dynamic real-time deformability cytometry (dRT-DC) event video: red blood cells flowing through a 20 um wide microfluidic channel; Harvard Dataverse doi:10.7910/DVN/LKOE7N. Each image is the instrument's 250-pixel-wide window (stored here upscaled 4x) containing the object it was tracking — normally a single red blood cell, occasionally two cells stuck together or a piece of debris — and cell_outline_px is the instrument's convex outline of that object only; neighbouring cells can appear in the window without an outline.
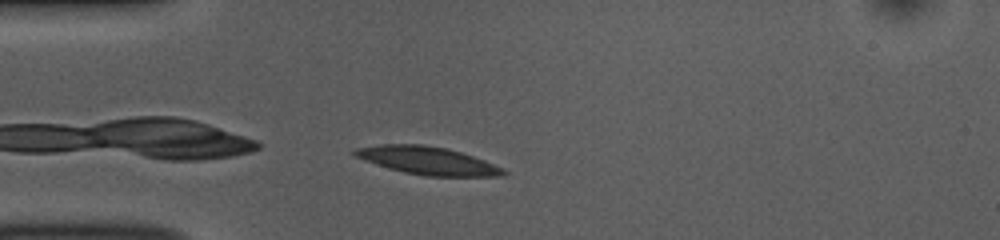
{"species": "common noctule bat (a hibernating species)", "species_latin": "Nyctalus noctula", "temperature_condition": "room temperature", "stored_images_in_passage": 40, "camera_frame_rate_fps": 3000, "um_per_image_px": 0.085, "animal": {"sex": "female", "body_mass_g": 10.0, "forearm_length_mm": 53.1}, "frame": {"image": 1, "passage_image": 1, "time_ms": 0.0, "image_size_px": [1000, 240], "cell_outline_px": [[508, 172], [504, 176], [424, 176], [404, 172], [388, 168], [356, 156], [352, 152], [356, 148], [380, 144], [424, 144], [448, 148], [484, 160], [504, 168]], "centroid_in_image_um": [36.39, 13.65], "position_along_channel_um": 48.6, "area_um2": 24.04}}
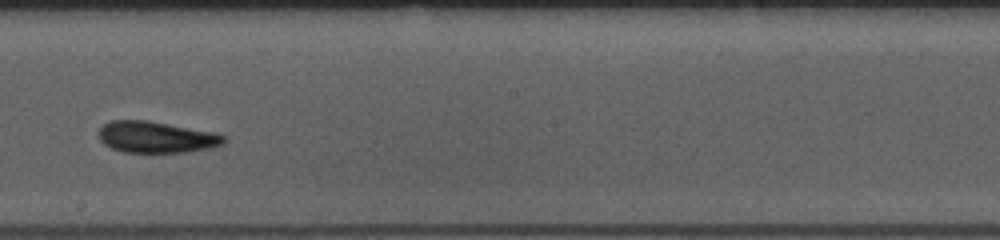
{"frame": {"image": 2, "passage_image": 17, "time_ms": 5.333, "image_size_px": [1000, 240], "cell_outline_px": [[224, 140], [220, 144], [208, 148], [188, 152], [124, 152], [112, 148], [104, 144], [100, 140], [100, 128], [104, 124], [112, 120], [148, 120], [216, 132], [224, 136]], "centroid_in_image_um": [13.27, 11.64], "position_along_channel_um": 234.9, "area_um2": 22.72}}
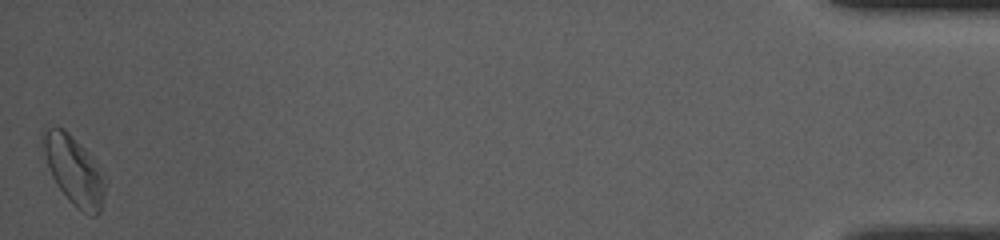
{"frame": {"image": 3, "passage_image": 40, "time_ms": 13.0, "image_size_px": [1000, 240], "cell_outline_px": [[108, 184], [100, 212], [96, 216], [92, 216], [76, 208], [68, 200], [56, 184], [48, 168], [44, 148], [44, 132], [48, 128], [64, 128], [72, 136]], "centroid_in_image_um": [6.3, 14.59], "position_along_channel_um": 428.9, "area_um2": 23.76}, "authors_computed_cell_mechanics": {"area_um2": 22.7732, "velocity_mm_per_s": 3.7285, "shape_relaxation_time_tau1_ms": 1.9081, "shape_relaxation_time_tau2_ms": 4.5583, "deformation_change_tau1": 0.1184, "deformation_change_tau2": 0.1264}}